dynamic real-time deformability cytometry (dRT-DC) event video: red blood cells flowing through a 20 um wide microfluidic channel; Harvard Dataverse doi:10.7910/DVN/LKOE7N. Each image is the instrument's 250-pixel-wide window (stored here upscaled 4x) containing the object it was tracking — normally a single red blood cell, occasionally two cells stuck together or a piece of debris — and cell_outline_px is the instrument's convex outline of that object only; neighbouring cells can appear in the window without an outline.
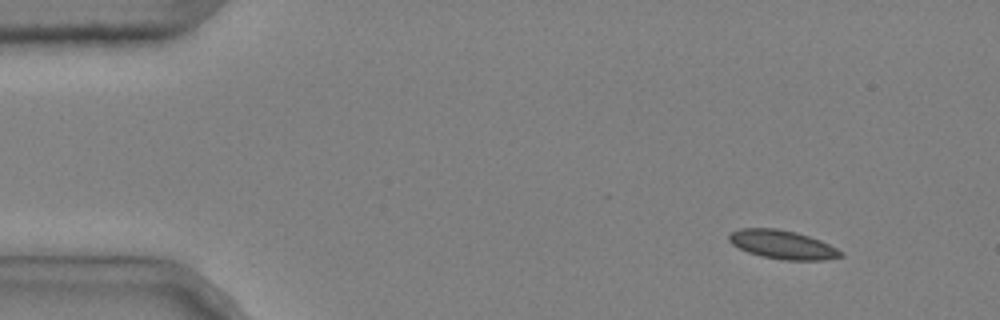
{"species": "common noctule bat (a hibernating species)", "species_latin": "Nyctalus noctula", "temperature_condition": "cold", "stored_images_in_passage": 4, "camera_frame_rate_fps": 3000, "um_per_image_px": 0.085, "animal": {"sex": "male", "body_mass_g": 20.4}, "frame": {"image": 1, "passage_image": 1, "time_ms": 0.0, "image_size_px": [1000, 320], "cell_outline_px": [[844, 256], [824, 260], [784, 260], [760, 256], [748, 252], [732, 244], [728, 240], [728, 232], [740, 228], [776, 228], [796, 232], [820, 240], [844, 252]], "centroid_in_image_um": [66.49, 20.79], "position_along_channel_um": 18.5, "area_um2": 18.79}}
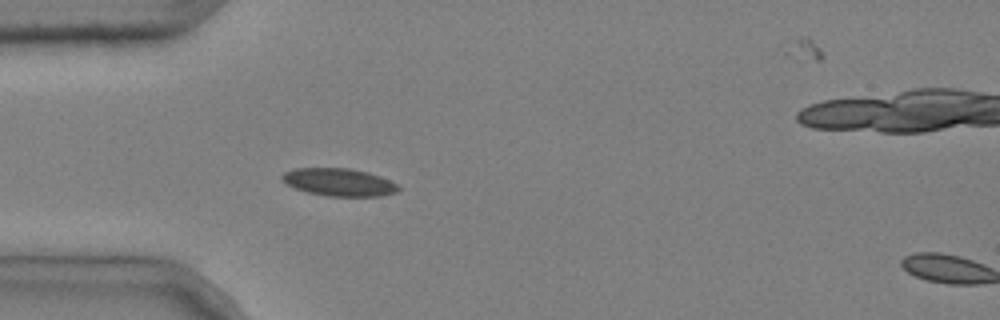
{"frame": {"image": 2, "passage_image": 3, "time_ms": 0.667, "image_size_px": [1000, 320], "cell_outline_px": [[400, 188], [396, 192], [380, 196], [328, 196], [308, 192], [296, 188], [280, 180], [280, 176], [284, 172], [296, 168], [348, 168], [368, 172], [380, 176], [396, 184]], "centroid_in_image_um": [28.79, 15.48], "position_along_channel_um": 56.2, "area_um2": 18.61}}